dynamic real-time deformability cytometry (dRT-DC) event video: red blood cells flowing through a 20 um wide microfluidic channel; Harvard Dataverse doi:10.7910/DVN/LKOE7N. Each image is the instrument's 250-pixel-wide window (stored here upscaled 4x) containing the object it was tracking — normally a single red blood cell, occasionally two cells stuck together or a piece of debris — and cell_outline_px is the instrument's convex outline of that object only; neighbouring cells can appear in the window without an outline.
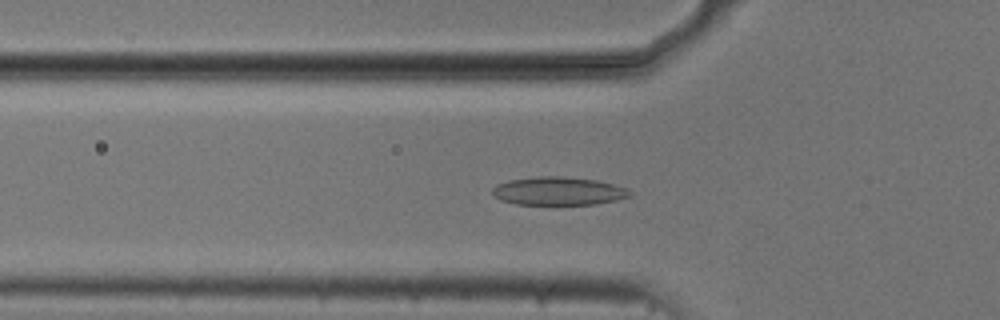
{"species": "common noctule bat (a hibernating species)", "species_latin": "Nyctalus noctula", "temperature_condition": "cold", "stored_images_in_passage": 55, "camera_frame_rate_fps": 3000, "um_per_image_px": 0.085, "animal": {"sex": "male", "body_mass_g": 20.5, "forearm_length_mm": 52.5}, "frame": {"image": 1, "passage_image": 18, "time_ms": 5.667, "image_size_px": [1000, 320], "cell_outline_px": [[632, 196], [616, 200], [596, 204], [516, 204], [500, 200], [492, 196], [492, 188], [496, 184], [508, 180], [540, 176], [560, 176], [596, 180], [628, 188], [632, 192]], "centroid_in_image_um": [47.45, 16.24], "position_along_channel_um": 78.4, "area_um2": 22.72}}
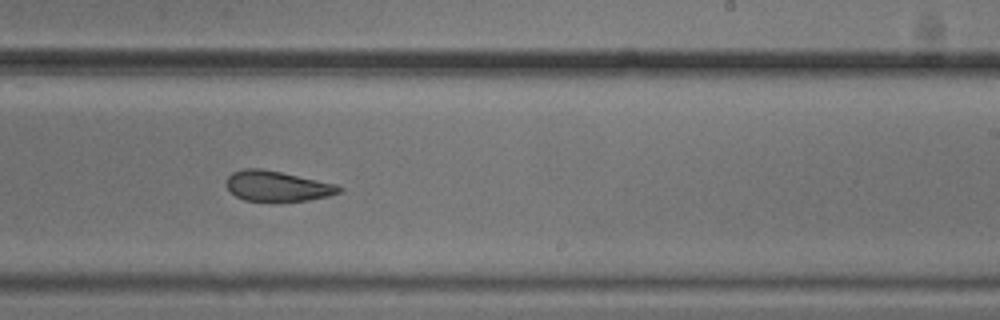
{"frame": {"image": 2, "passage_image": 33, "time_ms": 10.667, "image_size_px": [1000, 320], "cell_outline_px": [[344, 188], [340, 192], [328, 196], [308, 200], [244, 200], [236, 196], [224, 184], [228, 176], [232, 172], [244, 168], [260, 168], [280, 172], [336, 184]], "centroid_in_image_um": [23.54, 15.8], "position_along_channel_um": 265.5, "area_um2": 19.59}}
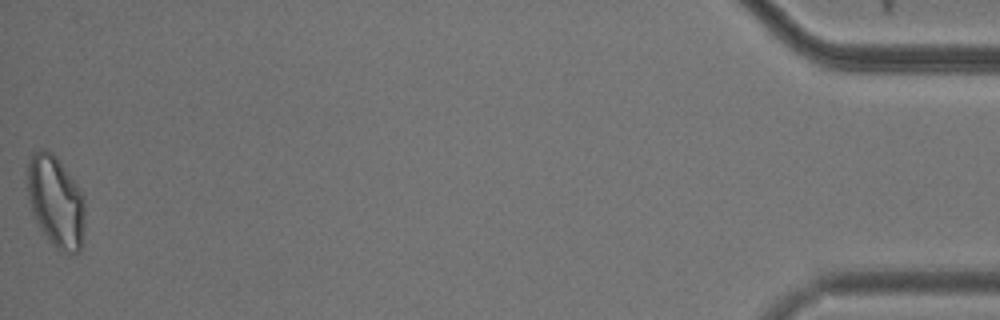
{"frame": {"image": 3, "passage_image": 54, "time_ms": 17.667, "image_size_px": [1000, 320], "cell_outline_px": [[84, 244], [80, 252], [68, 256], [60, 252], [48, 240], [36, 220], [32, 212], [28, 200], [28, 160], [32, 152], [40, 148], [44, 148], [52, 152], [60, 160], [76, 184], [80, 192], [84, 204]], "centroid_in_image_um": [4.75, 17.17], "position_along_channel_um": 430.4, "area_um2": 31.15}}